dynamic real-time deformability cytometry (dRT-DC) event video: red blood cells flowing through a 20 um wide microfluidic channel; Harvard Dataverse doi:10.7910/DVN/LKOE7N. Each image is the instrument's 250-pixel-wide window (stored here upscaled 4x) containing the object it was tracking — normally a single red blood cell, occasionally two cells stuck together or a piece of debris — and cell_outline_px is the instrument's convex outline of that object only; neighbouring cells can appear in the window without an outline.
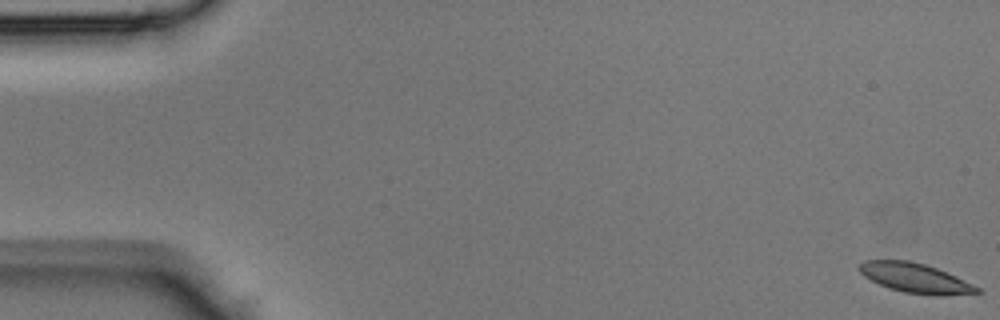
{"species": "Egyptian fruit bat (a non-hibernating species)", "species_latin": "Rousettus aegyptiacus", "temperature_condition": "room temperature", "stored_images_in_passage": 46, "camera_frame_rate_fps": 3000, "um_per_image_px": 0.085, "animal": {"sex": "male"}, "frame": {"image": 1, "passage_image": 1, "time_ms": 0.0, "image_size_px": [1000, 320], "cell_outline_px": [[984, 292], [936, 296], [904, 292], [888, 288], [864, 276], [856, 268], [864, 260], [908, 260], [924, 264], [936, 268], [972, 284], [980, 288]], "centroid_in_image_um": [77.77, 23.63], "position_along_channel_um": 7.2, "area_um2": 20.11}}
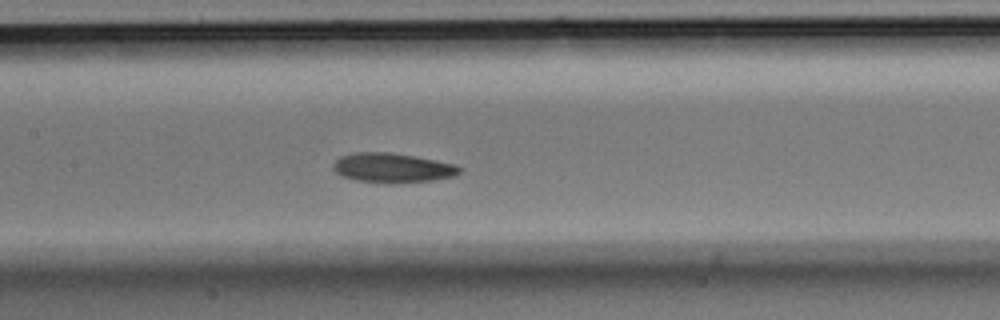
{"frame": {"image": 2, "passage_image": 22, "time_ms": 7.0, "image_size_px": [1000, 320], "cell_outline_px": [[464, 168], [456, 176], [432, 180], [384, 184], [356, 180], [340, 176], [332, 168], [332, 164], [340, 156], [352, 152], [388, 152], [416, 156], [456, 164]], "centroid_in_image_um": [33.35, 14.26], "position_along_channel_um": 174.0, "area_um2": 22.14}}
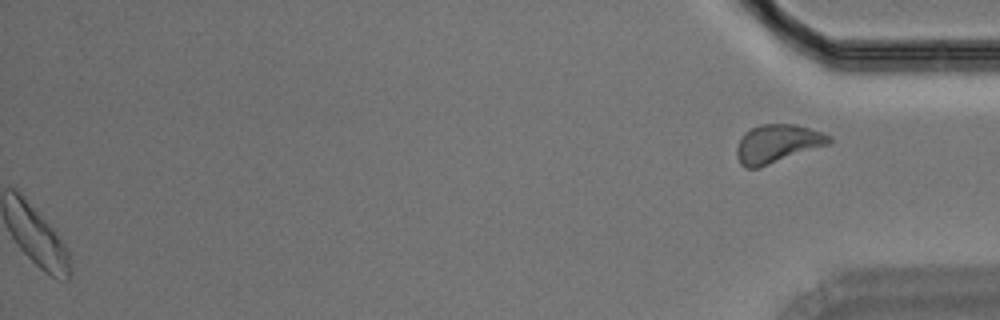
{"frame": {"image": 3, "passage_image": 46, "time_ms": 15.0, "image_size_px": [1000, 320], "cell_outline_px": [[832, 140], [828, 144], [756, 168], [744, 168], [740, 164], [736, 156], [736, 148], [744, 132], [760, 124], [796, 124], [832, 136]], "centroid_in_image_um": [66.03, 12.2], "position_along_channel_um": 369.2, "area_um2": 20.29}}